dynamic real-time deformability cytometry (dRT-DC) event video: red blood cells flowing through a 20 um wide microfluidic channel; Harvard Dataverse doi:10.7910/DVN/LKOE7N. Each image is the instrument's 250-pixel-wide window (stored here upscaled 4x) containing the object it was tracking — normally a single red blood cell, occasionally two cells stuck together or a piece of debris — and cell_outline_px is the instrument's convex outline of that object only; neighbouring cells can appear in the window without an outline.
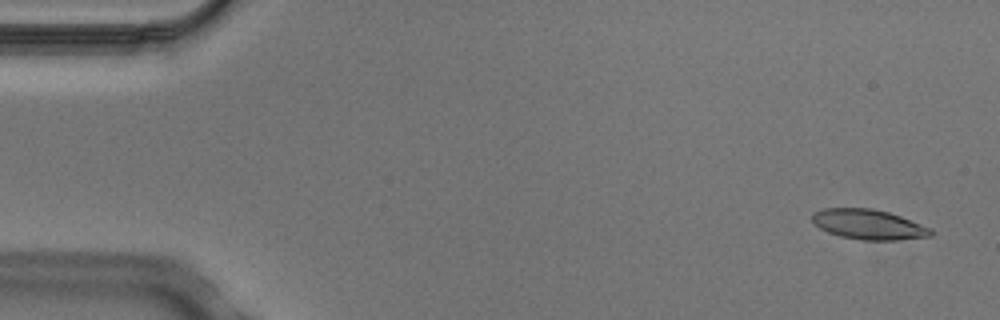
{"species": "Egyptian fruit bat (a non-hibernating species)", "species_latin": "Rousettus aegyptiacus", "temperature_condition": "cold", "stored_images_in_passage": 5, "camera_frame_rate_fps": 3000, "um_per_image_px": 0.085, "animal": {"sex": "male"}, "frame": {"image": 1, "passage_image": 1, "time_ms": 0.0, "image_size_px": [1000, 320], "cell_outline_px": [[932, 236], [896, 240], [860, 240], [840, 236], [828, 232], [820, 228], [812, 220], [812, 212], [824, 208], [872, 208], [888, 212], [900, 216], [932, 228]], "centroid_in_image_um": [73.83, 19.07], "position_along_channel_um": 11.2, "area_um2": 20.75}}
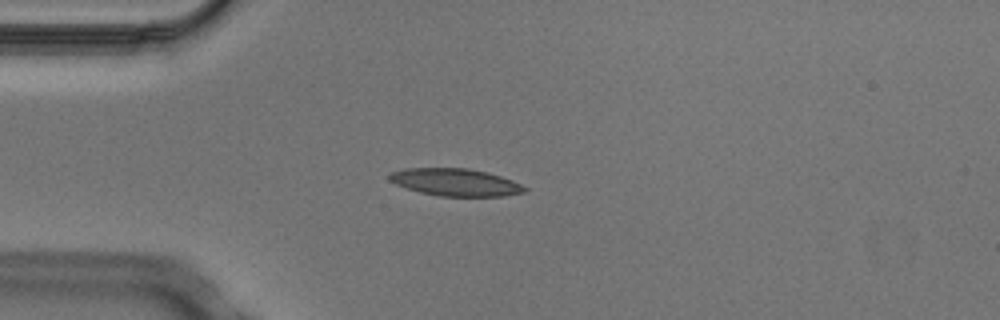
{"frame": {"image": 2, "passage_image": 4, "time_ms": 1.0, "image_size_px": [1000, 320], "cell_outline_px": [[528, 188], [524, 192], [504, 196], [440, 196], [420, 192], [396, 184], [388, 180], [388, 176], [392, 172], [404, 168], [468, 168], [488, 172], [512, 180]], "centroid_in_image_um": [38.71, 15.48], "position_along_channel_um": 46.3, "area_um2": 21.5}}